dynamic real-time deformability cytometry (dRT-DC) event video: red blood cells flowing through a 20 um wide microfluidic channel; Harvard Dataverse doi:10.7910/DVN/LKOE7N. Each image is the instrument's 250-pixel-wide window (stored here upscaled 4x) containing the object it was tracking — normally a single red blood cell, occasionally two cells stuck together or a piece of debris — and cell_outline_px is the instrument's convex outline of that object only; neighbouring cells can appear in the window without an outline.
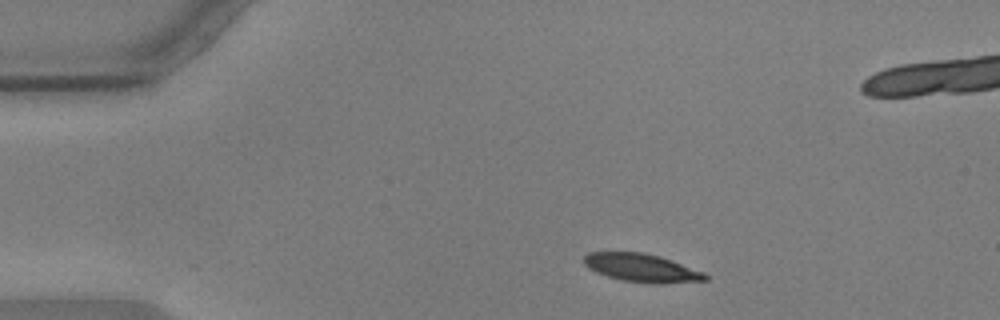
{"species": "common noctule bat (a hibernating species)", "species_latin": "Nyctalus noctula", "temperature_condition": "warm", "stored_images_in_passage": 48, "camera_frame_rate_fps": 3000, "um_per_image_px": 0.085, "animal": {"sex": "male", "body_mass_g": 17.9, "forearm_length_mm": 54.2}, "frame": {"image": 1, "passage_image": 1, "time_ms": 0.0, "image_size_px": [1000, 320], "cell_outline_px": [[708, 280], [664, 284], [652, 284], [620, 280], [596, 272], [588, 268], [584, 264], [584, 256], [588, 252], [644, 252], [660, 256], [704, 272], [708, 276]], "centroid_in_image_um": [54.55, 22.78], "position_along_channel_um": 30.4, "area_um2": 20.11}}
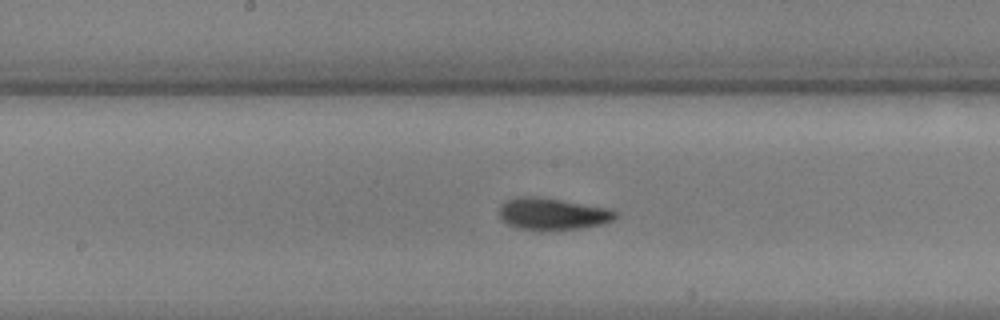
{"frame": {"image": 2, "passage_image": 20, "time_ms": 6.333, "image_size_px": [1000, 320], "cell_outline_px": [[616, 216], [612, 220], [604, 224], [580, 228], [552, 232], [540, 232], [516, 228], [508, 224], [500, 216], [500, 208], [508, 200], [516, 196], [536, 196], [608, 208], [616, 212]], "centroid_in_image_um": [46.95, 18.22], "position_along_channel_um": 201.2, "area_um2": 21.85}}
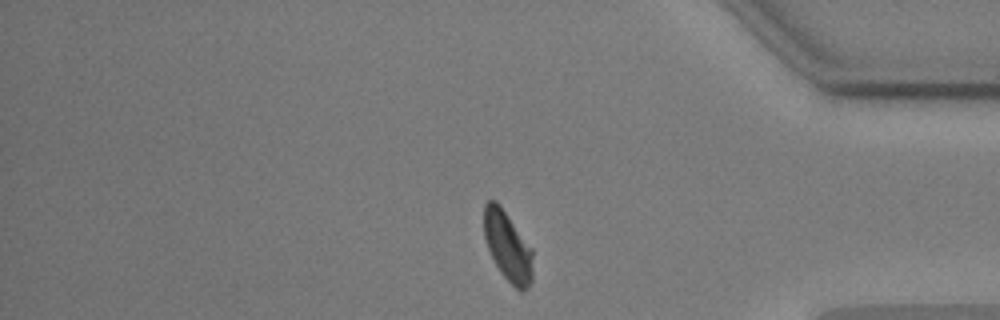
{"frame": {"image": 3, "passage_image": 38, "time_ms": 12.333, "image_size_px": [1000, 320], "cell_outline_px": [[532, 280], [528, 288], [520, 292], [500, 272], [488, 248], [484, 236], [484, 204], [488, 200], [496, 200], [500, 204], [532, 248]], "centroid_in_image_um": [43.16, 20.92], "position_along_channel_um": 392.0, "area_um2": 19.77}, "authors_computed_cell_mechanics": {"area_um2": 20.6346, "velocity_mm_per_s": 3.5476, "shape_relaxation_time_tau1_ms": 2.6101, "shape_relaxation_time_tau2_ms": 1.4443, "deformation_change_tau1": 0.1456, "deformation_change_tau2": 0.073}}